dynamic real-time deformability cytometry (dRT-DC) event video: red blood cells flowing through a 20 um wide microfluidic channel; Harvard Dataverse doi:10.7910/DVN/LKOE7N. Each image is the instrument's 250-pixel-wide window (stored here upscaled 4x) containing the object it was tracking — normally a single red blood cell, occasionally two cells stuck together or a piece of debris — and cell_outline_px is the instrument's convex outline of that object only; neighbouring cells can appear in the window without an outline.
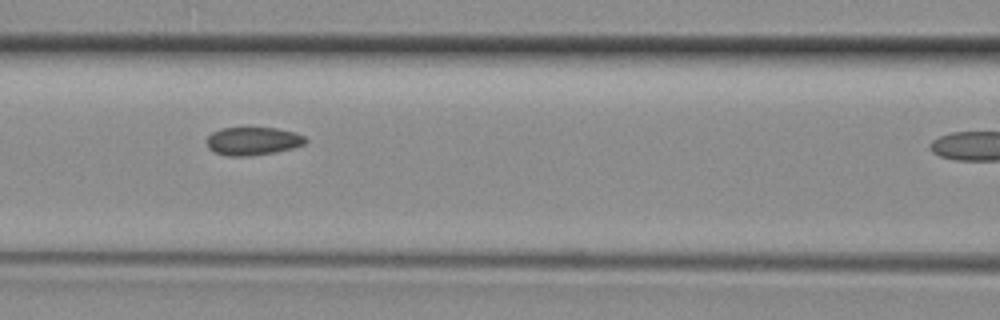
{"species": "common noctule bat (a hibernating species)", "species_latin": "Nyctalus noctula", "temperature_condition": "room temperature", "stored_images_in_passage": 4, "camera_frame_rate_fps": 3000, "um_per_image_px": 0.085, "animal": {"sex": "female", "body_mass_g": 29.2, "forearm_length_mm": 56.3}, "frame": {"image": 1, "passage_image": 3, "time_ms": 0.667, "image_size_px": [1000, 320], "cell_outline_px": [[308, 140], [304, 144], [292, 148], [276, 152], [248, 156], [228, 156], [212, 152], [208, 148], [208, 136], [212, 132], [220, 128], [276, 128], [296, 132], [304, 136]], "centroid_in_image_um": [21.49, 11.99], "position_along_channel_um": 145.1, "area_um2": 16.24}}